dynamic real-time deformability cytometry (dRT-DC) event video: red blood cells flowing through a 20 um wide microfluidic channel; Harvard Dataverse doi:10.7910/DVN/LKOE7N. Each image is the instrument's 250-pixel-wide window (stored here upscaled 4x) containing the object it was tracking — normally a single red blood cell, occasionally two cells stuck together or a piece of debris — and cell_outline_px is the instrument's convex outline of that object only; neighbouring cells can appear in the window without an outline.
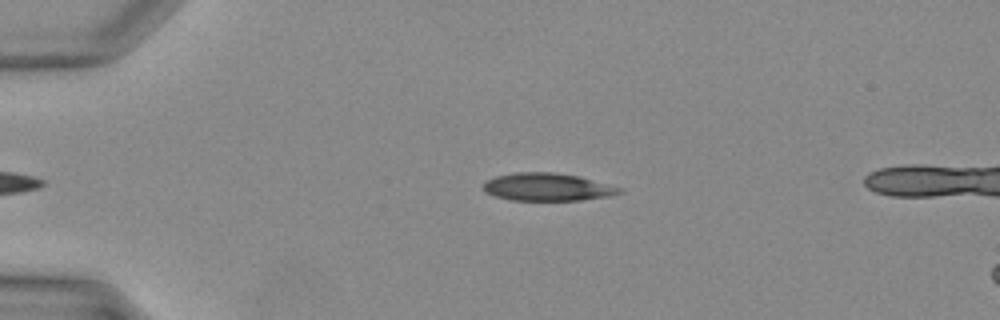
{"species": "Egyptian fruit bat (a non-hibernating species)", "species_latin": "Rousettus aegyptiacus", "temperature_condition": "warm", "stored_images_in_passage": 26, "camera_frame_rate_fps": 3000, "um_per_image_px": 0.085, "animal": {"sex": "female"}, "frame": {"image": 1, "passage_image": 1, "time_ms": 0.0, "image_size_px": [1000, 320], "cell_outline_px": [[620, 192], [608, 196], [580, 200], [512, 200], [496, 196], [488, 192], [484, 188], [484, 184], [488, 180], [496, 176], [516, 172], [556, 172], [580, 176], [620, 188]], "centroid_in_image_um": [46.52, 15.88], "position_along_channel_um": 38.5, "area_um2": 21.56}}
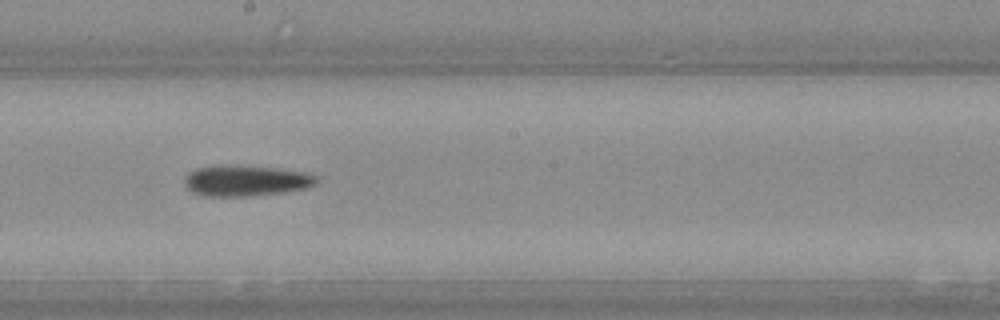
{"frame": {"image": 2, "passage_image": 14, "time_ms": 4.333, "image_size_px": [1000, 320], "cell_outline_px": [[320, 180], [316, 184], [304, 188], [284, 192], [244, 196], [208, 196], [192, 192], [184, 184], [184, 176], [188, 172], [196, 168], [212, 164], [236, 164], [276, 168], [308, 172], [320, 176]], "centroid_in_image_um": [20.9, 15.32], "position_along_channel_um": 227.3, "area_um2": 24.33}}
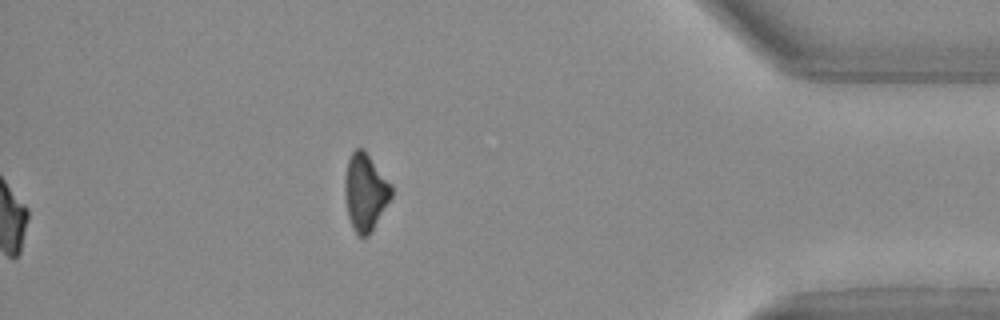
{"frame": {"image": 3, "passage_image": 26, "time_ms": 8.333, "image_size_px": [1000, 320], "cell_outline_px": [[392, 196], [372, 232], [368, 236], [360, 236], [352, 228], [348, 216], [344, 192], [344, 180], [348, 160], [352, 152], [356, 148], [364, 148], [392, 184]], "centroid_in_image_um": [31.05, 16.32], "position_along_channel_um": 404.1, "area_um2": 21.15}}